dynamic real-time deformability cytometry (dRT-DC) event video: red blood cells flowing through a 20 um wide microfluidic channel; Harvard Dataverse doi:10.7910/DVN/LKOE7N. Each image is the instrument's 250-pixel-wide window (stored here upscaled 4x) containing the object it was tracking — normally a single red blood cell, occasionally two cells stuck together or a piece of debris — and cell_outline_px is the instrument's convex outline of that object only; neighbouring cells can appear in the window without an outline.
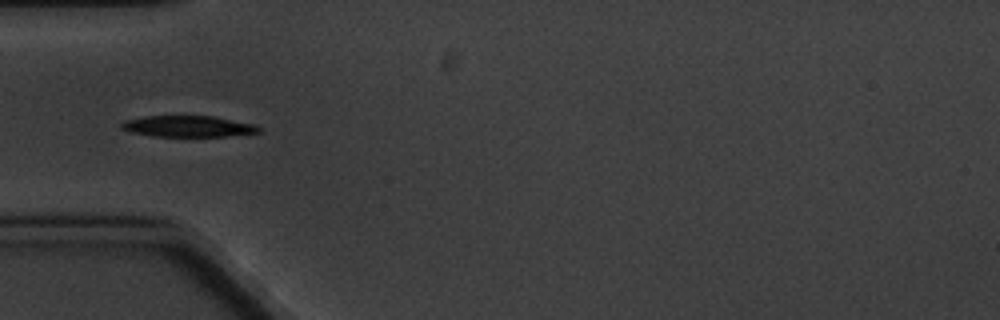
{"species": "common noctule bat (a hibernating species)", "species_latin": "Nyctalus noctula", "temperature_condition": "cold", "stored_images_in_passage": 4, "camera_frame_rate_fps": 3000, "um_per_image_px": 0.085, "animal": {"sex": "male", "body_mass_g": 20.1, "forearm_length_mm": 53.5}, "frame": {"image": 1, "passage_image": 1, "time_ms": 0.0, "image_size_px": [1000, 320], "cell_outline_px": [[260, 132], [224, 136], [152, 136], [132, 132], [120, 128], [120, 124], [124, 120], [144, 116], [212, 116], [256, 124], [260, 128]], "centroid_in_image_um": [15.96, 10.73], "position_along_channel_um": 69.0, "area_um2": 16.88}}